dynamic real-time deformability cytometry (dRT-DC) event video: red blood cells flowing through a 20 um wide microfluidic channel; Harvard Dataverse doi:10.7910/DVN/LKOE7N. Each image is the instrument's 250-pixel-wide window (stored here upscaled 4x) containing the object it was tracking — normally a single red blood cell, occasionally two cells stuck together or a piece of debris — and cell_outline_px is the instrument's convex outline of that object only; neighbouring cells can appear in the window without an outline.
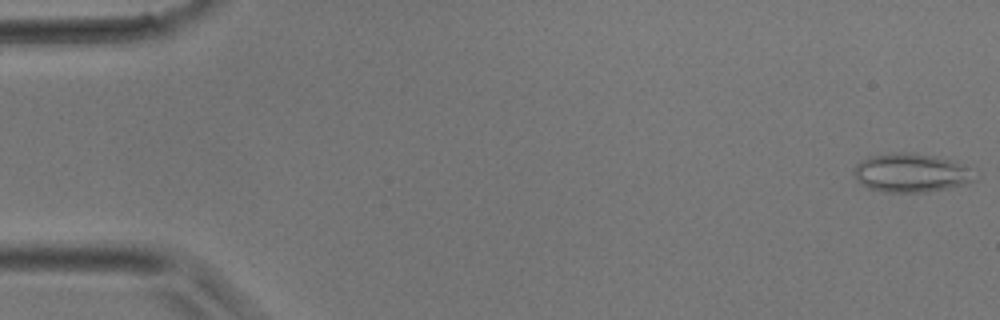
{"species": "common noctule bat (a hibernating species)", "species_latin": "Nyctalus noctula", "temperature_condition": "room temperature", "stored_images_in_passage": 40, "camera_frame_rate_fps": 3000, "um_per_image_px": 0.085, "animal": {"sex": "male", "body_mass_g": 17.9}, "frame": {"image": 1, "passage_image": 1, "time_ms": 0.0, "image_size_px": [1000, 320], "cell_outline_px": [[976, 180], [964, 184], [928, 192], [884, 192], [868, 188], [860, 184], [856, 180], [852, 172], [852, 168], [860, 160], [868, 156], [896, 152], [912, 152], [936, 156], [976, 168]], "centroid_in_image_um": [77.44, 14.68], "position_along_channel_um": 7.6, "area_um2": 27.92}}
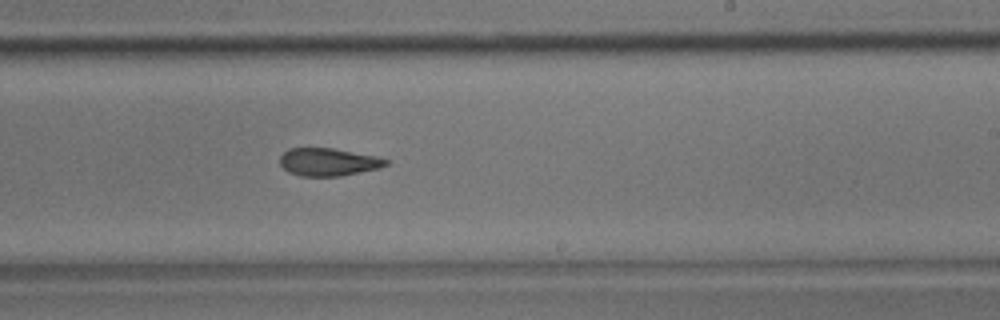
{"frame": {"image": 2, "passage_image": 24, "time_ms": 7.667, "image_size_px": [1000, 320], "cell_outline_px": [[388, 164], [380, 168], [340, 176], [300, 176], [288, 172], [280, 164], [280, 156], [288, 148], [332, 148], [376, 156], [388, 160]], "centroid_in_image_um": [27.89, 13.77], "position_along_channel_um": 261.1, "area_um2": 17.11}}
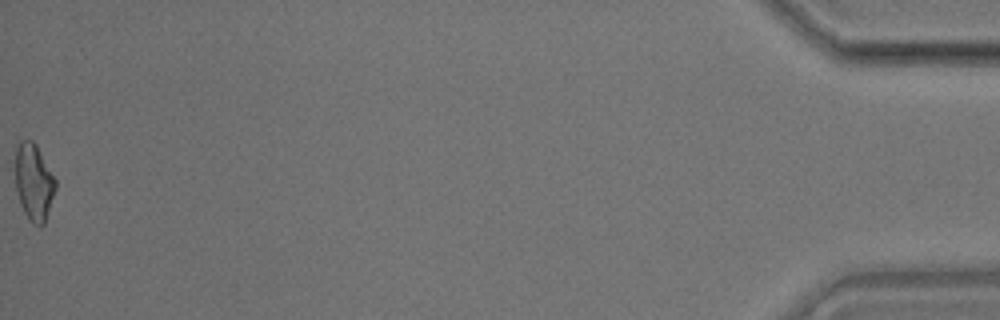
{"frame": {"image": 3, "passage_image": 40, "time_ms": 13.0, "image_size_px": [1000, 320], "cell_outline_px": [[56, 188], [44, 224], [32, 224], [24, 212], [20, 204], [16, 192], [16, 144], [20, 140], [32, 140], [36, 144], [56, 180]], "centroid_in_image_um": [2.87, 15.46], "position_along_channel_um": 432.3, "area_um2": 17.86}}